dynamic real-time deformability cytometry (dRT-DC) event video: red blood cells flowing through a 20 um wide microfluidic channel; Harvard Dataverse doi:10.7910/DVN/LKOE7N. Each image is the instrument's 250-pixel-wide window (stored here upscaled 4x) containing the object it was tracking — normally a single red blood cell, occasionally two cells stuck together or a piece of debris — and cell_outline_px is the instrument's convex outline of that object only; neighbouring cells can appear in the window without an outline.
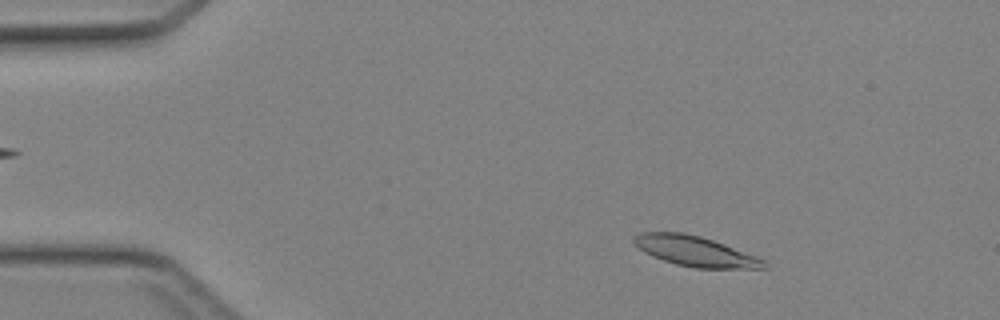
{"species": "Egyptian fruit bat (a non-hibernating species)", "species_latin": "Rousettus aegyptiacus", "temperature_condition": "cold", "stored_images_in_passage": 44, "camera_frame_rate_fps": 3000, "um_per_image_px": 0.085, "animal": {"sex": "female"}, "frame": {"image": 1, "passage_image": 5, "time_ms": 1.333, "image_size_px": [1000, 320], "cell_outline_px": [[768, 268], [692, 268], [676, 264], [652, 256], [644, 252], [632, 240], [632, 236], [640, 232], [684, 232], [700, 236], [724, 244], [756, 256], [764, 260]], "centroid_in_image_um": [59.06, 21.35], "position_along_channel_um": 25.9, "area_um2": 22.72}}
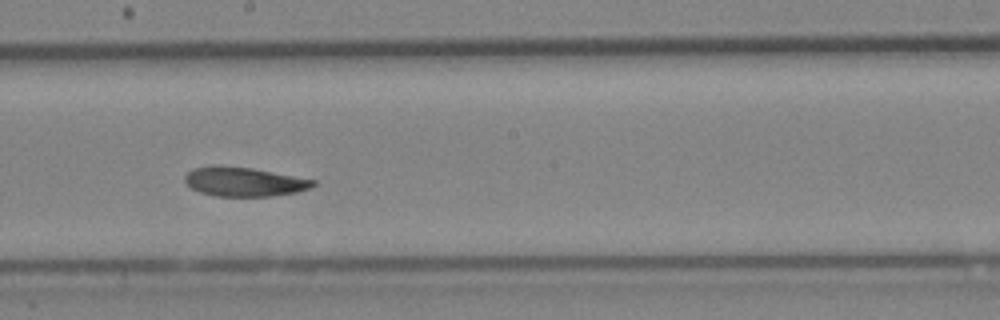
{"frame": {"image": 2, "passage_image": 24, "time_ms": 7.667, "image_size_px": [1000, 320], "cell_outline_px": [[316, 184], [312, 188], [296, 192], [272, 196], [216, 196], [200, 192], [192, 188], [184, 180], [184, 176], [192, 168], [212, 164], [220, 164], [252, 168], [316, 180]], "centroid_in_image_um": [20.73, 15.43], "position_along_channel_um": 227.5, "area_um2": 22.08}}
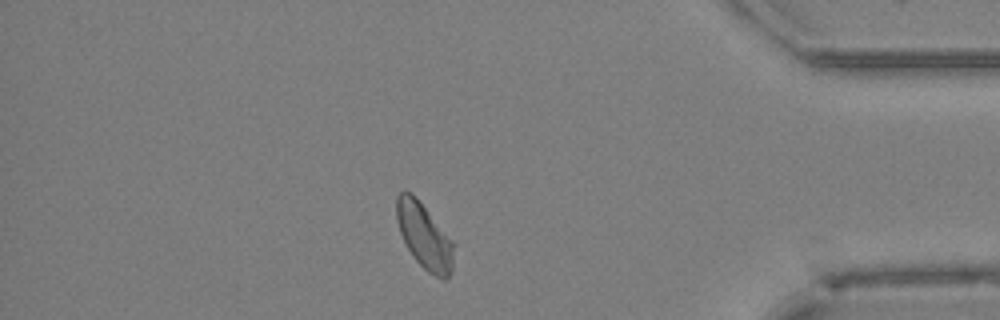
{"frame": {"image": 3, "passage_image": 38, "time_ms": 12.333, "image_size_px": [1000, 320], "cell_outline_px": [[456, 244], [452, 268], [448, 276], [444, 280], [428, 272], [416, 260], [408, 248], [400, 232], [396, 220], [396, 196], [404, 188], [412, 192]], "centroid_in_image_um": [36.07, 20.02], "position_along_channel_um": 399.1, "area_um2": 21.96}}